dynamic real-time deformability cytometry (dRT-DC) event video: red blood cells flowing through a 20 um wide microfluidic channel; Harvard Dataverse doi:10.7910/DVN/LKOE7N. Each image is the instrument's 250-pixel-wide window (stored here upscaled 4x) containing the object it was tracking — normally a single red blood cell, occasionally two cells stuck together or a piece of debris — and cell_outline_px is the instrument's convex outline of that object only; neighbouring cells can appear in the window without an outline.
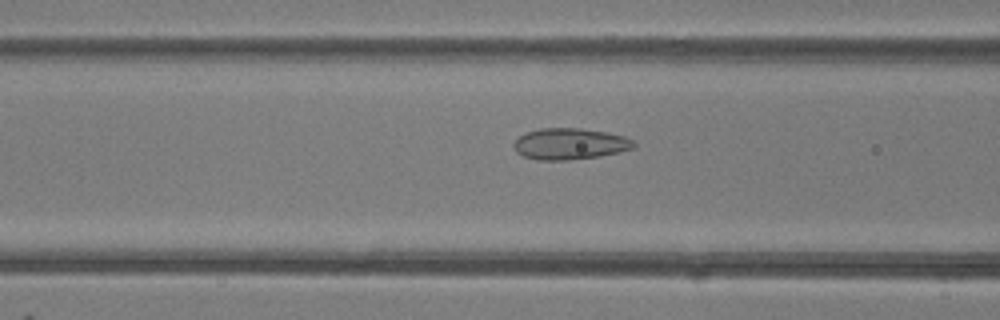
{"species": "common noctule bat (a hibernating species)", "species_latin": "Nyctalus noctula", "temperature_condition": "room temperature", "stored_images_in_passage": 49, "camera_frame_rate_fps": 3000, "um_per_image_px": 0.085, "animal": {"sex": "female"}, "frame": {"image": 1, "passage_image": 20, "time_ms": 6.333, "image_size_px": [1000, 320], "cell_outline_px": [[636, 144], [632, 148], [620, 152], [600, 156], [568, 160], [536, 160], [524, 156], [516, 152], [512, 144], [524, 132], [540, 128], [580, 128], [608, 132], [624, 136], [632, 140]], "centroid_in_image_um": [48.42, 12.22], "position_along_channel_um": 118.2, "area_um2": 22.02}}
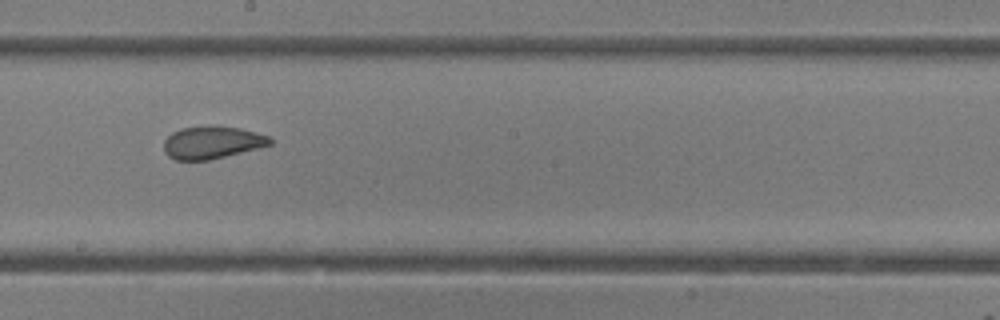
{"frame": {"image": 2, "passage_image": 28, "time_ms": 9.0, "image_size_px": [1000, 320], "cell_outline_px": [[272, 144], [260, 148], [208, 160], [176, 160], [168, 156], [164, 152], [164, 140], [172, 132], [180, 128], [208, 124], [212, 124], [240, 128], [268, 136], [272, 140]], "centroid_in_image_um": [18.0, 12.09], "position_along_channel_um": 230.2, "area_um2": 20.46}}
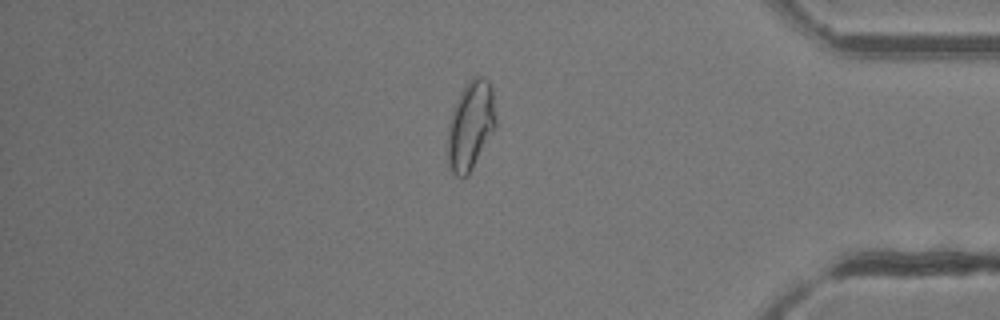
{"frame": {"image": 3, "passage_image": 42, "time_ms": 13.667, "image_size_px": [1000, 320], "cell_outline_px": [[496, 124], [468, 176], [456, 176], [452, 172], [448, 164], [448, 124], [452, 112], [460, 92], [468, 80], [472, 76], [484, 76], [488, 80], [492, 88], [496, 120]], "centroid_in_image_um": [39.99, 10.62], "position_along_channel_um": 395.2, "area_um2": 24.68}, "authors_computed_cell_mechanics": {"area_um2": 23.8136, "velocity_mm_per_s": 4.2032, "shape_relaxation_time_tau1_ms": null, "shape_relaxation_time_tau2_ms": 0.936, "deformation_change_tau1": null, "deformation_change_tau2": 0.0723}}